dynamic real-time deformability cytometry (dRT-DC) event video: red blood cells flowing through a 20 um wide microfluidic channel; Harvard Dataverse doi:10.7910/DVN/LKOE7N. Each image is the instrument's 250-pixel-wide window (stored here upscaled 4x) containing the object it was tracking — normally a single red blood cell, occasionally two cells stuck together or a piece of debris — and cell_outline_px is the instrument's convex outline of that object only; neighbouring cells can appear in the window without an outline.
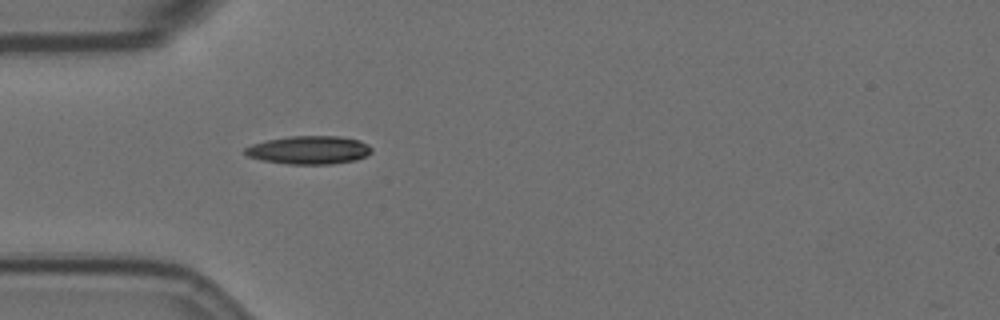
{"species": "Egyptian fruit bat (a non-hibernating species)", "species_latin": "Rousettus aegyptiacus", "temperature_condition": "room temperature", "stored_images_in_passage": 41, "camera_frame_rate_fps": 3000, "um_per_image_px": 0.085, "animal": {"sex": "female"}, "frame": {"image": 1, "passage_image": 1, "time_ms": 0.0, "image_size_px": [1000, 320], "cell_outline_px": [[372, 152], [356, 160], [332, 164], [288, 164], [260, 160], [248, 156], [244, 152], [244, 148], [252, 144], [268, 140], [288, 136], [340, 136], [360, 140], [368, 144], [372, 148]], "centroid_in_image_um": [26.27, 12.75], "position_along_channel_um": 58.7, "area_um2": 20.92}}
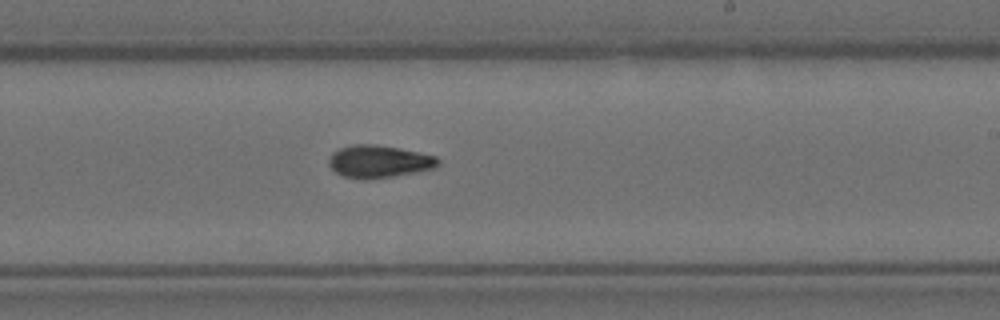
{"frame": {"image": 2, "passage_image": 18, "time_ms": 5.667, "image_size_px": [1000, 320], "cell_outline_px": [[440, 164], [436, 168], [416, 172], [392, 176], [364, 180], [360, 180], [344, 176], [336, 172], [328, 164], [328, 160], [332, 152], [340, 148], [356, 144], [376, 144], [400, 148], [436, 156], [440, 160]], "centroid_in_image_um": [32.22, 13.73], "position_along_channel_um": 256.8, "area_um2": 20.81}}
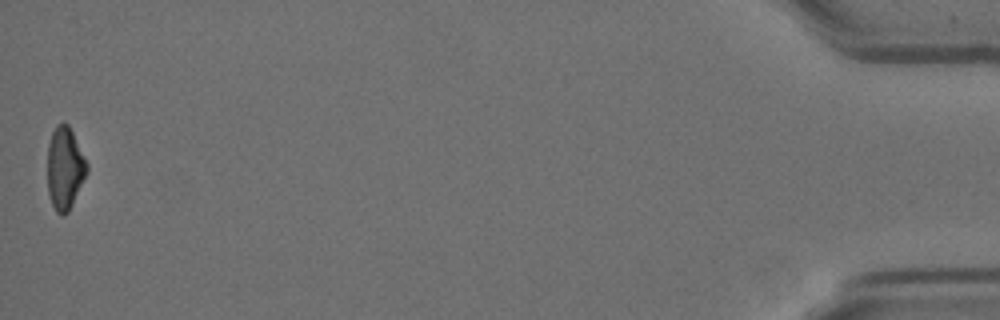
{"frame": {"image": 3, "passage_image": 41, "time_ms": 13.333, "image_size_px": [1000, 320], "cell_outline_px": [[88, 172], [68, 212], [64, 216], [56, 212], [52, 204], [48, 192], [48, 144], [52, 132], [56, 124], [68, 124], [88, 164]], "centroid_in_image_um": [5.51, 14.32], "position_along_channel_um": 429.7, "area_um2": 18.79}, "authors_computed_cell_mechanics": {"area_um2": 20.0566, "velocity_mm_per_s": 3.5364, "shape_relaxation_time_tau1_ms": null, "shape_relaxation_time_tau2_ms": 7.6041, "deformation_change_tau1": null, "deformation_change_tau2": 0.1416}}